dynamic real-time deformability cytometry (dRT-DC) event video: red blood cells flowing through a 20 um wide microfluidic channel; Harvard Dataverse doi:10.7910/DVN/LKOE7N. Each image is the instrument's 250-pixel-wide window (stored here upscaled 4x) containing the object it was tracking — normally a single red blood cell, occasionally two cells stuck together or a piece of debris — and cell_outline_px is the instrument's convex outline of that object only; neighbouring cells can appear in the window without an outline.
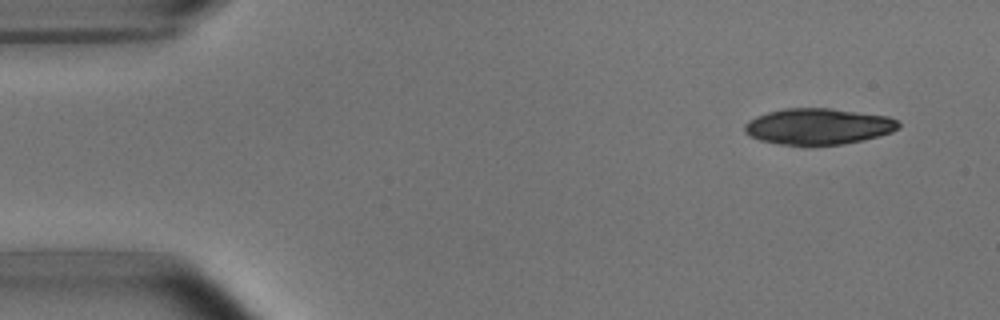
{"species": "common noctule bat (a hibernating species)", "species_latin": "Nyctalus noctula", "temperature_condition": "room temperature", "stored_images_in_passage": 5, "camera_frame_rate_fps": 3000, "um_per_image_px": 0.085, "animal": {"sex": "male", "body_mass_g": 15.6}, "frame": {"image": 1, "passage_image": 1, "time_ms": 0.0, "image_size_px": [1000, 320], "cell_outline_px": [[900, 128], [892, 132], [880, 136], [844, 144], [808, 148], [804, 148], [780, 144], [760, 140], [748, 136], [744, 132], [744, 124], [748, 120], [756, 116], [768, 112], [784, 108], [832, 108], [888, 116], [896, 120], [900, 124]], "centroid_in_image_um": [69.52, 10.78], "position_along_channel_um": 15.5, "area_um2": 33.41}}